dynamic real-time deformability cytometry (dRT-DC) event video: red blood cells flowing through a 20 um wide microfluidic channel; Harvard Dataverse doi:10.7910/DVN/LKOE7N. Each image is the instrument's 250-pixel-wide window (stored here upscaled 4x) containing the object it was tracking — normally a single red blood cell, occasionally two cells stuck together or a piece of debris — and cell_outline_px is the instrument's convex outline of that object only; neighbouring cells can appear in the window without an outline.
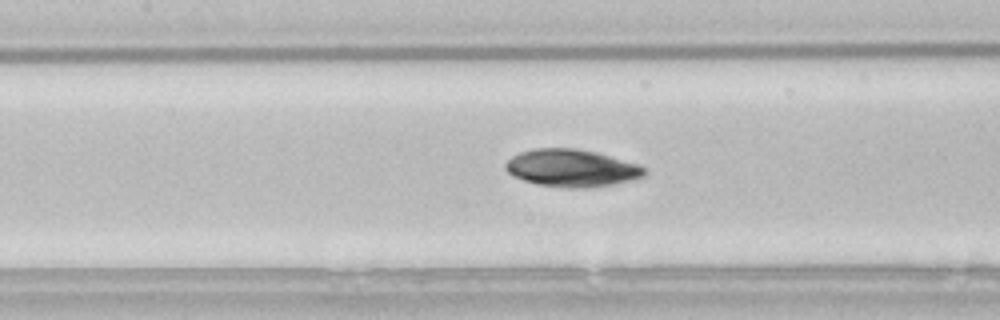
{"species": "common noctule bat (a hibernating species)", "species_latin": "Nyctalus noctula", "temperature_condition": "room temperature", "stored_images_in_passage": 36, "camera_frame_rate_fps": 3000, "um_per_image_px": 0.085, "animal": {"sex": "male", "body_mass_g": 21.5, "forearm_length_mm": 52.0}, "frame": {"image": 1, "passage_image": 16, "time_ms": 5.0, "image_size_px": [1000, 320], "cell_outline_px": [[648, 172], [644, 176], [612, 184], [588, 188], [568, 188], [536, 184], [512, 176], [504, 168], [504, 164], [512, 156], [520, 152], [536, 148], [576, 148], [596, 152], [636, 164], [644, 168]], "centroid_in_image_um": [48.54, 14.29], "position_along_channel_um": 158.9, "area_um2": 30.11}}
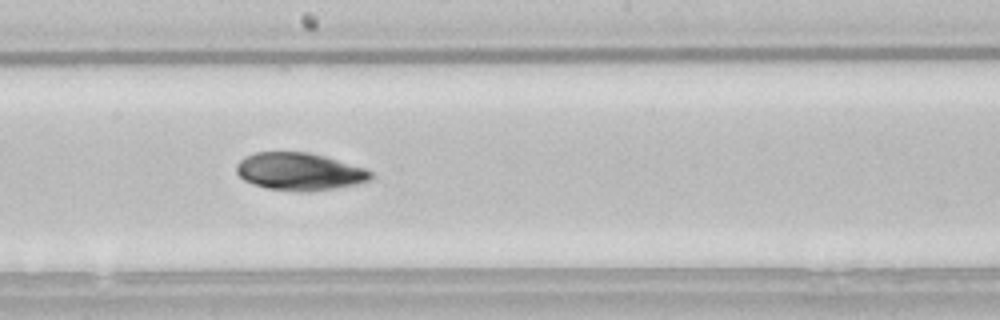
{"frame": {"image": 2, "passage_image": 21, "time_ms": 6.667, "image_size_px": [1000, 320], "cell_outline_px": [[372, 176], [368, 180], [356, 184], [332, 188], [304, 192], [300, 192], [268, 188], [252, 184], [244, 180], [236, 172], [236, 164], [244, 156], [256, 152], [308, 152], [324, 156], [364, 168], [372, 172]], "centroid_in_image_um": [25.4, 14.58], "position_along_channel_um": 222.8, "area_um2": 29.13}}